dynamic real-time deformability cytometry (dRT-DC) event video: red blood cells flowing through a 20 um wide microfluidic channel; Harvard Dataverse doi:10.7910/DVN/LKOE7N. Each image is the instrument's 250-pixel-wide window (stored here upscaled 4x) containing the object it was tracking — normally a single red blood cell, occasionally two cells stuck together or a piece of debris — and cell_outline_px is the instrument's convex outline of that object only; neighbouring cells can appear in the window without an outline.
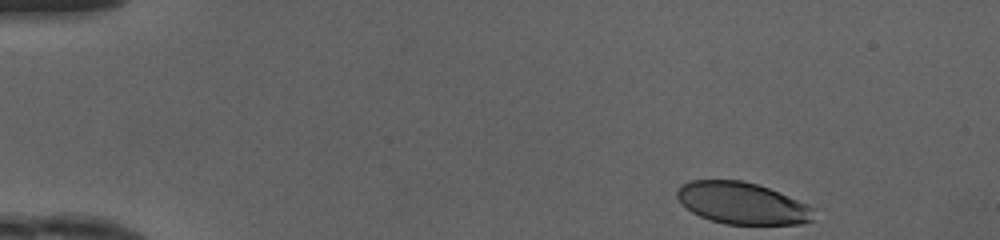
{"species": "human", "species_latin": "Homo sapiens", "temperature_condition": "cold", "stored_images_in_passage": 44, "camera_frame_rate_fps": 3000, "um_per_image_px": 0.085, "donor": {"sex": "female"}, "frame": {"image": 1, "passage_image": 1, "time_ms": 0.0, "image_size_px": [1000, 240], "cell_outline_px": [[816, 208], [812, 220], [804, 224], [724, 224], [700, 216], [692, 212], [680, 204], [676, 196], [676, 188], [680, 184], [692, 180], [740, 180], [756, 184], [768, 188], [808, 204]], "centroid_in_image_um": [63.06, 17.27], "position_along_channel_um": 21.9, "area_um2": 33.52}}
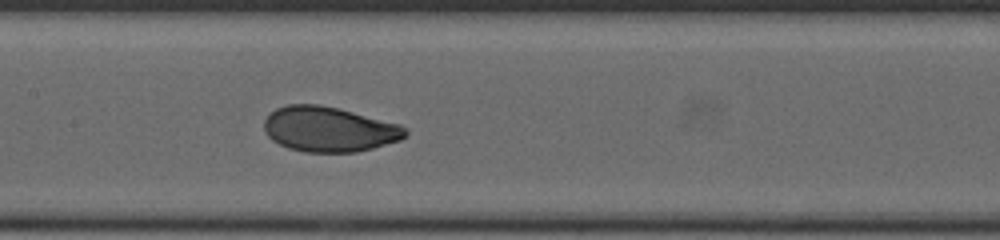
{"frame": {"image": 2, "passage_image": 20, "time_ms": 6.333, "image_size_px": [1000, 240], "cell_outline_px": [[408, 132], [400, 140], [372, 148], [356, 152], [304, 152], [288, 148], [272, 140], [264, 132], [264, 120], [276, 108], [288, 104], [320, 104], [400, 124], [408, 128]], "centroid_in_image_um": [27.95, 10.99], "position_along_channel_um": 179.4, "area_um2": 36.99}}
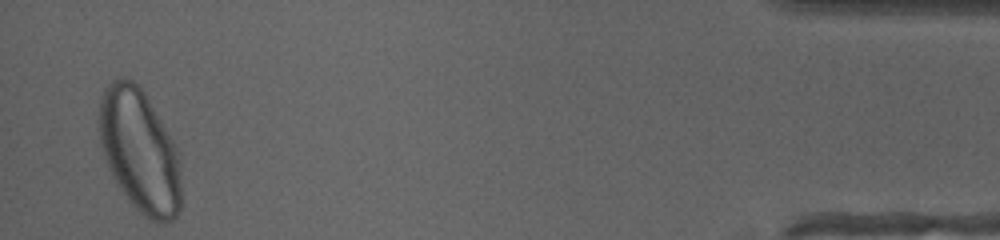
{"frame": {"image": 3, "passage_image": 43, "time_ms": 14.0, "image_size_px": [1000, 240], "cell_outline_px": [[180, 212], [172, 220], [164, 224], [156, 224], [144, 216], [128, 200], [112, 176], [104, 156], [100, 144], [100, 100], [104, 88], [112, 80], [124, 76], [128, 76], [144, 92], [180, 152]], "centroid_in_image_um": [11.89, 12.85], "position_along_channel_um": 423.3, "area_um2": 59.07}, "authors_computed_cell_mechanics": {"area_um2": 36.992, "velocity_mm_per_s": 4.1684, "shape_relaxation_time_tau1_ms": 3.1207, "shape_relaxation_time_tau2_ms": 0.7548, "deformation_change_tau1": 0.1476, "deformation_change_tau2": 0.0486}}